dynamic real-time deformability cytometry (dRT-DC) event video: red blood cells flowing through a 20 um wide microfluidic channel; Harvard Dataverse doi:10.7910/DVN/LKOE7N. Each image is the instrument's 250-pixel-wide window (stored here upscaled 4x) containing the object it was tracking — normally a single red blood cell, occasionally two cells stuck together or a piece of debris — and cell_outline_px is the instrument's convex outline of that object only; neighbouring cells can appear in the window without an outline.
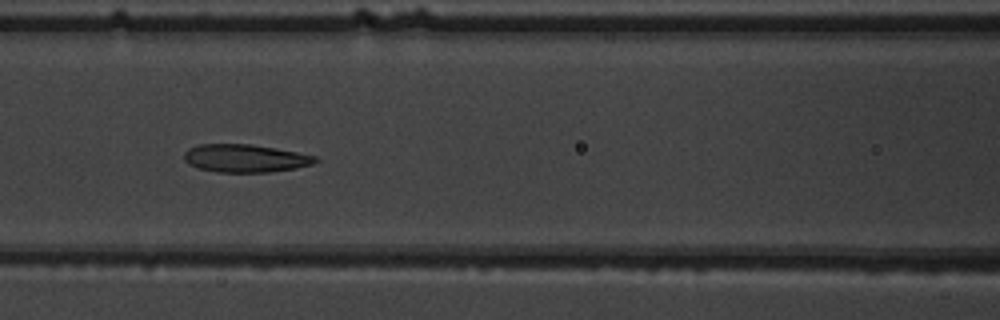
{"species": "common noctule bat (a hibernating species)", "species_latin": "Nyctalus noctula", "temperature_condition": "warm", "stored_images_in_passage": 7, "camera_frame_rate_fps": 3000, "um_per_image_px": 0.085, "animal": {"sex": "male", "body_mass_g": 19.5, "forearm_length_mm": 54.6}, "frame": {"image": 1, "passage_image": 6, "time_ms": 5.667, "image_size_px": [1000, 320], "cell_outline_px": [[320, 160], [312, 164], [296, 168], [268, 172], [216, 172], [200, 168], [188, 164], [184, 160], [184, 152], [188, 148], [200, 144], [252, 144], [276, 148], [316, 156]], "centroid_in_image_um": [20.83, 13.45], "position_along_channel_um": 145.8, "area_um2": 21.39}}
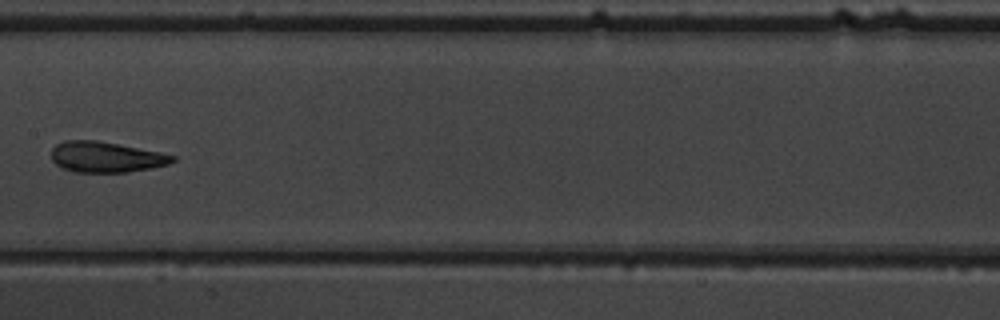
{"frame": {"image": 2, "passage_image": 7, "time_ms": 7.0, "image_size_px": [1000, 320], "cell_outline_px": [[176, 160], [168, 164], [152, 168], [128, 172], [76, 172], [64, 168], [56, 164], [52, 160], [52, 148], [56, 144], [64, 140], [96, 140], [160, 152], [176, 156]], "centroid_in_image_um": [9.01, 13.34], "position_along_channel_um": 198.4, "area_um2": 21.56}}